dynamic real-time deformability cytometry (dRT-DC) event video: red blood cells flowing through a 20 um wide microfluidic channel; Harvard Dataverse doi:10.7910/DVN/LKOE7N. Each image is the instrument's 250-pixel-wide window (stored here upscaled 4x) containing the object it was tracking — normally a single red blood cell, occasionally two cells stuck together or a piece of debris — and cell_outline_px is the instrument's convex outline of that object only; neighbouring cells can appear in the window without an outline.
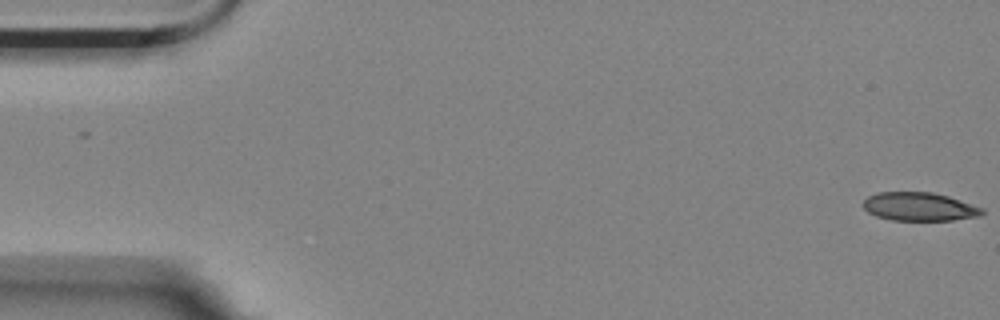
{"species": "Egyptian fruit bat (a non-hibernating species)", "species_latin": "Rousettus aegyptiacus", "temperature_condition": "room temperature", "stored_images_in_passage": 45, "camera_frame_rate_fps": 3000, "um_per_image_px": 0.085, "animal": {"sex": "female"}, "frame": {"image": 1, "passage_image": 1, "time_ms": 0.0, "image_size_px": [1000, 320], "cell_outline_px": [[984, 212], [980, 216], [952, 220], [892, 220], [876, 216], [868, 212], [864, 208], [864, 200], [868, 196], [880, 192], [932, 192], [948, 196], [984, 208]], "centroid_in_image_um": [78.16, 17.56], "position_along_channel_um": 6.8, "area_um2": 19.65}}
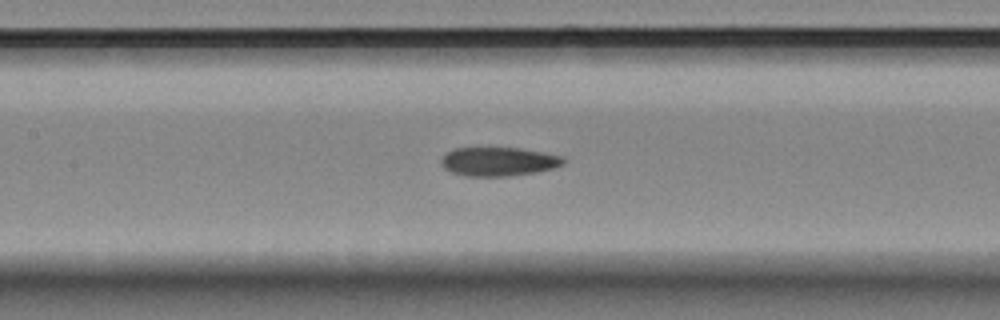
{"frame": {"image": 2, "passage_image": 26, "time_ms": 8.333, "image_size_px": [1000, 320], "cell_outline_px": [[564, 164], [552, 168], [536, 172], [508, 176], [464, 176], [452, 172], [444, 168], [440, 164], [440, 160], [452, 148], [520, 148], [544, 152], [564, 156]], "centroid_in_image_um": [42.37, 13.73], "position_along_channel_um": 165.0, "area_um2": 20.58}}
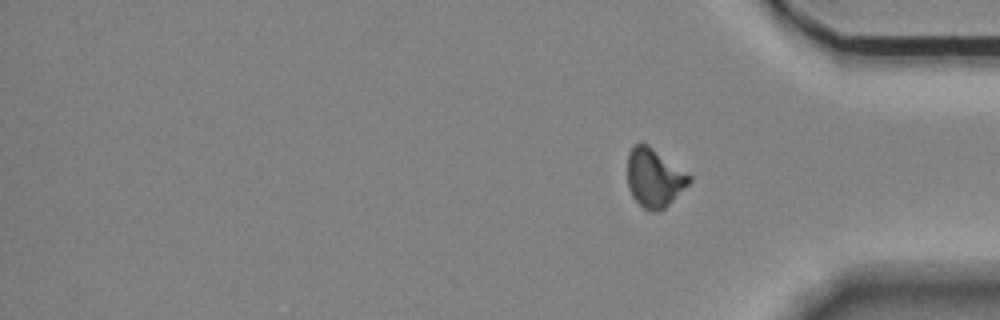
{"frame": {"image": 3, "passage_image": 45, "time_ms": 14.667, "image_size_px": [1000, 320], "cell_outline_px": [[692, 180], [664, 208], [656, 212], [652, 212], [644, 208], [632, 196], [628, 188], [628, 152], [636, 144], [648, 144], [692, 176]], "centroid_in_image_um": [55.6, 15.11], "position_along_channel_um": 379.6, "area_um2": 20.81}, "authors_computed_cell_mechanics": {"area_um2": 20.9814, "velocity_mm_per_s": 3.5098, "shape_relaxation_time_tau1_ms": null, "shape_relaxation_time_tau2_ms": 3.2717, "deformation_change_tau1": null, "deformation_change_tau2": 0.0793}}